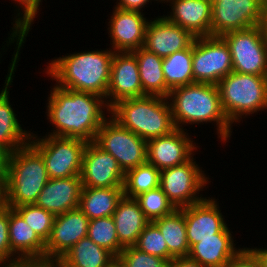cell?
<instances>
[{"label": "cell", "mask_w": 267, "mask_h": 267, "mask_svg": "<svg viewBox=\"0 0 267 267\" xmlns=\"http://www.w3.org/2000/svg\"><path fill=\"white\" fill-rule=\"evenodd\" d=\"M50 92L46 113L55 130L48 135L93 142L106 120L102 109L105 107L110 112L106 100L92 93L57 85Z\"/></svg>", "instance_id": "cell-1"}, {"label": "cell", "mask_w": 267, "mask_h": 267, "mask_svg": "<svg viewBox=\"0 0 267 267\" xmlns=\"http://www.w3.org/2000/svg\"><path fill=\"white\" fill-rule=\"evenodd\" d=\"M114 53L107 49L65 55L51 60L46 73L61 88L92 93L106 100Z\"/></svg>", "instance_id": "cell-2"}, {"label": "cell", "mask_w": 267, "mask_h": 267, "mask_svg": "<svg viewBox=\"0 0 267 267\" xmlns=\"http://www.w3.org/2000/svg\"><path fill=\"white\" fill-rule=\"evenodd\" d=\"M168 100L176 128L184 129L182 124L213 121L217 123L216 131L222 141L227 142L231 136L232 124L223 111L217 85L193 83L177 87L170 91Z\"/></svg>", "instance_id": "cell-3"}, {"label": "cell", "mask_w": 267, "mask_h": 267, "mask_svg": "<svg viewBox=\"0 0 267 267\" xmlns=\"http://www.w3.org/2000/svg\"><path fill=\"white\" fill-rule=\"evenodd\" d=\"M4 181L6 206L36 203L49 177L41 153L30 142L8 155Z\"/></svg>", "instance_id": "cell-4"}, {"label": "cell", "mask_w": 267, "mask_h": 267, "mask_svg": "<svg viewBox=\"0 0 267 267\" xmlns=\"http://www.w3.org/2000/svg\"><path fill=\"white\" fill-rule=\"evenodd\" d=\"M109 113L122 127L147 141L176 129L170 103L165 97L146 95L124 99L114 104Z\"/></svg>", "instance_id": "cell-5"}, {"label": "cell", "mask_w": 267, "mask_h": 267, "mask_svg": "<svg viewBox=\"0 0 267 267\" xmlns=\"http://www.w3.org/2000/svg\"><path fill=\"white\" fill-rule=\"evenodd\" d=\"M217 86L223 111L231 124L240 122L243 115L267 108V76L232 71Z\"/></svg>", "instance_id": "cell-6"}, {"label": "cell", "mask_w": 267, "mask_h": 267, "mask_svg": "<svg viewBox=\"0 0 267 267\" xmlns=\"http://www.w3.org/2000/svg\"><path fill=\"white\" fill-rule=\"evenodd\" d=\"M36 138L32 133L30 143L41 153L49 179L81 174L83 155L88 142L51 135Z\"/></svg>", "instance_id": "cell-7"}, {"label": "cell", "mask_w": 267, "mask_h": 267, "mask_svg": "<svg viewBox=\"0 0 267 267\" xmlns=\"http://www.w3.org/2000/svg\"><path fill=\"white\" fill-rule=\"evenodd\" d=\"M94 142L111 154L124 172L147 162V140L122 127L111 116L100 126Z\"/></svg>", "instance_id": "cell-8"}, {"label": "cell", "mask_w": 267, "mask_h": 267, "mask_svg": "<svg viewBox=\"0 0 267 267\" xmlns=\"http://www.w3.org/2000/svg\"><path fill=\"white\" fill-rule=\"evenodd\" d=\"M193 80L218 82L233 71L230 48L221 36L196 37L193 42Z\"/></svg>", "instance_id": "cell-9"}, {"label": "cell", "mask_w": 267, "mask_h": 267, "mask_svg": "<svg viewBox=\"0 0 267 267\" xmlns=\"http://www.w3.org/2000/svg\"><path fill=\"white\" fill-rule=\"evenodd\" d=\"M205 173L191 157L187 162L161 170L160 188L177 208L188 207L204 199L197 194L208 183Z\"/></svg>", "instance_id": "cell-10"}, {"label": "cell", "mask_w": 267, "mask_h": 267, "mask_svg": "<svg viewBox=\"0 0 267 267\" xmlns=\"http://www.w3.org/2000/svg\"><path fill=\"white\" fill-rule=\"evenodd\" d=\"M230 48L234 72L267 76V50L259 26L221 36Z\"/></svg>", "instance_id": "cell-11"}, {"label": "cell", "mask_w": 267, "mask_h": 267, "mask_svg": "<svg viewBox=\"0 0 267 267\" xmlns=\"http://www.w3.org/2000/svg\"><path fill=\"white\" fill-rule=\"evenodd\" d=\"M211 4V36L258 26L267 12L264 0H221Z\"/></svg>", "instance_id": "cell-12"}, {"label": "cell", "mask_w": 267, "mask_h": 267, "mask_svg": "<svg viewBox=\"0 0 267 267\" xmlns=\"http://www.w3.org/2000/svg\"><path fill=\"white\" fill-rule=\"evenodd\" d=\"M80 176L83 187H123L125 172L111 154L93 141L85 148Z\"/></svg>", "instance_id": "cell-13"}, {"label": "cell", "mask_w": 267, "mask_h": 267, "mask_svg": "<svg viewBox=\"0 0 267 267\" xmlns=\"http://www.w3.org/2000/svg\"><path fill=\"white\" fill-rule=\"evenodd\" d=\"M143 96L146 95L143 92L135 55L132 52H115L106 97L109 109L121 100Z\"/></svg>", "instance_id": "cell-14"}, {"label": "cell", "mask_w": 267, "mask_h": 267, "mask_svg": "<svg viewBox=\"0 0 267 267\" xmlns=\"http://www.w3.org/2000/svg\"><path fill=\"white\" fill-rule=\"evenodd\" d=\"M89 221L79 208L56 215L45 243V258L60 260L78 241L87 237Z\"/></svg>", "instance_id": "cell-15"}, {"label": "cell", "mask_w": 267, "mask_h": 267, "mask_svg": "<svg viewBox=\"0 0 267 267\" xmlns=\"http://www.w3.org/2000/svg\"><path fill=\"white\" fill-rule=\"evenodd\" d=\"M195 144L187 132L176 128L167 135L147 141V162L160 171L180 165L194 156V149L198 147Z\"/></svg>", "instance_id": "cell-16"}, {"label": "cell", "mask_w": 267, "mask_h": 267, "mask_svg": "<svg viewBox=\"0 0 267 267\" xmlns=\"http://www.w3.org/2000/svg\"><path fill=\"white\" fill-rule=\"evenodd\" d=\"M195 39L190 31L170 22L164 15L148 22L143 48L165 58L189 48Z\"/></svg>", "instance_id": "cell-17"}, {"label": "cell", "mask_w": 267, "mask_h": 267, "mask_svg": "<svg viewBox=\"0 0 267 267\" xmlns=\"http://www.w3.org/2000/svg\"><path fill=\"white\" fill-rule=\"evenodd\" d=\"M184 216L190 248L201 239L217 238V233L227 226L219 205L215 199L209 197L184 207Z\"/></svg>", "instance_id": "cell-18"}, {"label": "cell", "mask_w": 267, "mask_h": 267, "mask_svg": "<svg viewBox=\"0 0 267 267\" xmlns=\"http://www.w3.org/2000/svg\"><path fill=\"white\" fill-rule=\"evenodd\" d=\"M143 16L142 12L114 8L108 28L114 52H132L144 46L149 21Z\"/></svg>", "instance_id": "cell-19"}, {"label": "cell", "mask_w": 267, "mask_h": 267, "mask_svg": "<svg viewBox=\"0 0 267 267\" xmlns=\"http://www.w3.org/2000/svg\"><path fill=\"white\" fill-rule=\"evenodd\" d=\"M15 51L16 53H14L10 63L9 74L5 80V88L0 93V146L8 154L28 144L32 136L31 132L29 133L22 129L9 101V85L13 82L14 71L19 60L20 47H17Z\"/></svg>", "instance_id": "cell-20"}, {"label": "cell", "mask_w": 267, "mask_h": 267, "mask_svg": "<svg viewBox=\"0 0 267 267\" xmlns=\"http://www.w3.org/2000/svg\"><path fill=\"white\" fill-rule=\"evenodd\" d=\"M82 187L80 175L49 179L39 193L35 205L55 216L63 214L79 207Z\"/></svg>", "instance_id": "cell-21"}, {"label": "cell", "mask_w": 267, "mask_h": 267, "mask_svg": "<svg viewBox=\"0 0 267 267\" xmlns=\"http://www.w3.org/2000/svg\"><path fill=\"white\" fill-rule=\"evenodd\" d=\"M171 1V2H170ZM170 22L190 31L195 37L211 36L210 0H170Z\"/></svg>", "instance_id": "cell-22"}, {"label": "cell", "mask_w": 267, "mask_h": 267, "mask_svg": "<svg viewBox=\"0 0 267 267\" xmlns=\"http://www.w3.org/2000/svg\"><path fill=\"white\" fill-rule=\"evenodd\" d=\"M232 234L226 226L217 238L201 239L195 243L188 256L203 267H224L242 248L234 247Z\"/></svg>", "instance_id": "cell-23"}, {"label": "cell", "mask_w": 267, "mask_h": 267, "mask_svg": "<svg viewBox=\"0 0 267 267\" xmlns=\"http://www.w3.org/2000/svg\"><path fill=\"white\" fill-rule=\"evenodd\" d=\"M9 242L17 259L45 258V242L24 219L9 207Z\"/></svg>", "instance_id": "cell-24"}, {"label": "cell", "mask_w": 267, "mask_h": 267, "mask_svg": "<svg viewBox=\"0 0 267 267\" xmlns=\"http://www.w3.org/2000/svg\"><path fill=\"white\" fill-rule=\"evenodd\" d=\"M119 243L134 246L142 230L150 223L134 198L123 196L113 213Z\"/></svg>", "instance_id": "cell-25"}, {"label": "cell", "mask_w": 267, "mask_h": 267, "mask_svg": "<svg viewBox=\"0 0 267 267\" xmlns=\"http://www.w3.org/2000/svg\"><path fill=\"white\" fill-rule=\"evenodd\" d=\"M123 196V187H82L78 208L90 220L112 217Z\"/></svg>", "instance_id": "cell-26"}, {"label": "cell", "mask_w": 267, "mask_h": 267, "mask_svg": "<svg viewBox=\"0 0 267 267\" xmlns=\"http://www.w3.org/2000/svg\"><path fill=\"white\" fill-rule=\"evenodd\" d=\"M138 62L139 76L143 92L148 96L168 98L169 87L165 83L162 69L163 58L143 47L132 51Z\"/></svg>", "instance_id": "cell-27"}, {"label": "cell", "mask_w": 267, "mask_h": 267, "mask_svg": "<svg viewBox=\"0 0 267 267\" xmlns=\"http://www.w3.org/2000/svg\"><path fill=\"white\" fill-rule=\"evenodd\" d=\"M63 267H114L117 258L90 238L78 241L61 259Z\"/></svg>", "instance_id": "cell-28"}, {"label": "cell", "mask_w": 267, "mask_h": 267, "mask_svg": "<svg viewBox=\"0 0 267 267\" xmlns=\"http://www.w3.org/2000/svg\"><path fill=\"white\" fill-rule=\"evenodd\" d=\"M153 223L162 233L168 247V252L173 257L188 256L190 246L186 235L184 207L154 220Z\"/></svg>", "instance_id": "cell-29"}, {"label": "cell", "mask_w": 267, "mask_h": 267, "mask_svg": "<svg viewBox=\"0 0 267 267\" xmlns=\"http://www.w3.org/2000/svg\"><path fill=\"white\" fill-rule=\"evenodd\" d=\"M193 44L163 58L162 69L165 83L171 90L195 83L193 80Z\"/></svg>", "instance_id": "cell-30"}, {"label": "cell", "mask_w": 267, "mask_h": 267, "mask_svg": "<svg viewBox=\"0 0 267 267\" xmlns=\"http://www.w3.org/2000/svg\"><path fill=\"white\" fill-rule=\"evenodd\" d=\"M160 173L153 164L145 162L125 172L124 196L135 198L141 193L160 187Z\"/></svg>", "instance_id": "cell-31"}, {"label": "cell", "mask_w": 267, "mask_h": 267, "mask_svg": "<svg viewBox=\"0 0 267 267\" xmlns=\"http://www.w3.org/2000/svg\"><path fill=\"white\" fill-rule=\"evenodd\" d=\"M87 237L98 246L107 249L116 258L124 248L119 243L113 217H102L90 220Z\"/></svg>", "instance_id": "cell-32"}, {"label": "cell", "mask_w": 267, "mask_h": 267, "mask_svg": "<svg viewBox=\"0 0 267 267\" xmlns=\"http://www.w3.org/2000/svg\"><path fill=\"white\" fill-rule=\"evenodd\" d=\"M134 199L150 222L167 216L177 209L160 187L141 193Z\"/></svg>", "instance_id": "cell-33"}, {"label": "cell", "mask_w": 267, "mask_h": 267, "mask_svg": "<svg viewBox=\"0 0 267 267\" xmlns=\"http://www.w3.org/2000/svg\"><path fill=\"white\" fill-rule=\"evenodd\" d=\"M13 209L46 243L51 235L55 215L35 204L17 206Z\"/></svg>", "instance_id": "cell-34"}, {"label": "cell", "mask_w": 267, "mask_h": 267, "mask_svg": "<svg viewBox=\"0 0 267 267\" xmlns=\"http://www.w3.org/2000/svg\"><path fill=\"white\" fill-rule=\"evenodd\" d=\"M14 1H16L17 4L19 3L20 8H23L22 12L24 14L19 11V13L16 16V19H14L15 24H13L14 25L12 28L13 31L10 34V37H8L9 42L7 41V45L14 43L16 39L17 47L21 48L23 43L25 42L26 36L28 35L30 26L32 25V22L34 21V18L38 13L39 5L42 0H14Z\"/></svg>", "instance_id": "cell-35"}, {"label": "cell", "mask_w": 267, "mask_h": 267, "mask_svg": "<svg viewBox=\"0 0 267 267\" xmlns=\"http://www.w3.org/2000/svg\"><path fill=\"white\" fill-rule=\"evenodd\" d=\"M134 247L142 252L166 259L168 262L174 258L168 252V247L162 233L153 222H150L142 230Z\"/></svg>", "instance_id": "cell-36"}, {"label": "cell", "mask_w": 267, "mask_h": 267, "mask_svg": "<svg viewBox=\"0 0 267 267\" xmlns=\"http://www.w3.org/2000/svg\"><path fill=\"white\" fill-rule=\"evenodd\" d=\"M119 267H167L168 261L158 256L142 252L134 246L124 247L117 257Z\"/></svg>", "instance_id": "cell-37"}, {"label": "cell", "mask_w": 267, "mask_h": 267, "mask_svg": "<svg viewBox=\"0 0 267 267\" xmlns=\"http://www.w3.org/2000/svg\"><path fill=\"white\" fill-rule=\"evenodd\" d=\"M13 256L9 242V207L5 206L0 210V267H8L16 261Z\"/></svg>", "instance_id": "cell-38"}, {"label": "cell", "mask_w": 267, "mask_h": 267, "mask_svg": "<svg viewBox=\"0 0 267 267\" xmlns=\"http://www.w3.org/2000/svg\"><path fill=\"white\" fill-rule=\"evenodd\" d=\"M224 267H262L250 248H242Z\"/></svg>", "instance_id": "cell-39"}, {"label": "cell", "mask_w": 267, "mask_h": 267, "mask_svg": "<svg viewBox=\"0 0 267 267\" xmlns=\"http://www.w3.org/2000/svg\"><path fill=\"white\" fill-rule=\"evenodd\" d=\"M8 267H63L60 260L39 258V259H17Z\"/></svg>", "instance_id": "cell-40"}, {"label": "cell", "mask_w": 267, "mask_h": 267, "mask_svg": "<svg viewBox=\"0 0 267 267\" xmlns=\"http://www.w3.org/2000/svg\"><path fill=\"white\" fill-rule=\"evenodd\" d=\"M149 2V0H119L116 7L121 10L141 12L142 8Z\"/></svg>", "instance_id": "cell-41"}, {"label": "cell", "mask_w": 267, "mask_h": 267, "mask_svg": "<svg viewBox=\"0 0 267 267\" xmlns=\"http://www.w3.org/2000/svg\"><path fill=\"white\" fill-rule=\"evenodd\" d=\"M167 267H203L197 261L189 256L174 257L169 262Z\"/></svg>", "instance_id": "cell-42"}, {"label": "cell", "mask_w": 267, "mask_h": 267, "mask_svg": "<svg viewBox=\"0 0 267 267\" xmlns=\"http://www.w3.org/2000/svg\"><path fill=\"white\" fill-rule=\"evenodd\" d=\"M257 257L259 260L260 264L262 267H267V249H257V248H251L250 249Z\"/></svg>", "instance_id": "cell-43"}, {"label": "cell", "mask_w": 267, "mask_h": 267, "mask_svg": "<svg viewBox=\"0 0 267 267\" xmlns=\"http://www.w3.org/2000/svg\"><path fill=\"white\" fill-rule=\"evenodd\" d=\"M8 155L9 154L0 146V176H4Z\"/></svg>", "instance_id": "cell-44"}, {"label": "cell", "mask_w": 267, "mask_h": 267, "mask_svg": "<svg viewBox=\"0 0 267 267\" xmlns=\"http://www.w3.org/2000/svg\"><path fill=\"white\" fill-rule=\"evenodd\" d=\"M258 26L260 27L263 40H264V44L267 50V12L265 13L263 20L260 22Z\"/></svg>", "instance_id": "cell-45"}, {"label": "cell", "mask_w": 267, "mask_h": 267, "mask_svg": "<svg viewBox=\"0 0 267 267\" xmlns=\"http://www.w3.org/2000/svg\"><path fill=\"white\" fill-rule=\"evenodd\" d=\"M6 206L4 176H0V210Z\"/></svg>", "instance_id": "cell-46"}, {"label": "cell", "mask_w": 267, "mask_h": 267, "mask_svg": "<svg viewBox=\"0 0 267 267\" xmlns=\"http://www.w3.org/2000/svg\"><path fill=\"white\" fill-rule=\"evenodd\" d=\"M155 1H161V2L163 1L164 3H165V2L167 3V2H169L170 0H155Z\"/></svg>", "instance_id": "cell-47"}, {"label": "cell", "mask_w": 267, "mask_h": 267, "mask_svg": "<svg viewBox=\"0 0 267 267\" xmlns=\"http://www.w3.org/2000/svg\"><path fill=\"white\" fill-rule=\"evenodd\" d=\"M211 2H218V1H221V0H210Z\"/></svg>", "instance_id": "cell-48"}]
</instances>
